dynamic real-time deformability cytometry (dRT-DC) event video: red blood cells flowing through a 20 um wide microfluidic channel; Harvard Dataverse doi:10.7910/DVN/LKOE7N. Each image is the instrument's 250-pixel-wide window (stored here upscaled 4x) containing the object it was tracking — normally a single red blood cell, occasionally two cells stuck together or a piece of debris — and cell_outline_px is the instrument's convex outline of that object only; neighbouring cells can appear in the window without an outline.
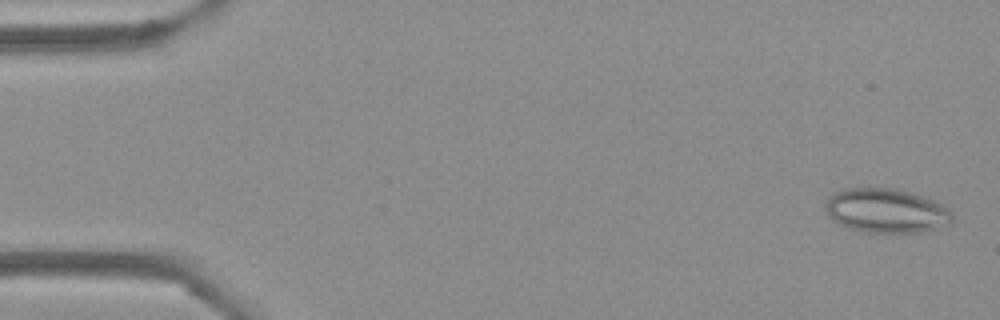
{"species": "Egyptian fruit bat (a non-hibernating species)", "species_latin": "Rousettus aegyptiacus", "temperature_condition": "cold", "stored_images_in_passage": 55, "camera_frame_rate_fps": 3000, "um_per_image_px": 0.085, "frame": {"image": 1, "passage_image": 2, "time_ms": 0.333, "image_size_px": [1000, 320], "cell_outline_px": [[952, 220], [948, 224], [920, 232], [868, 232], [848, 228], [832, 220], [824, 208], [824, 204], [828, 196], [844, 188], [892, 188], [908, 192], [932, 200], [948, 208], [952, 212]], "centroid_in_image_um": [75.27, 17.9], "position_along_channel_um": 9.7, "area_um2": 32.43}}
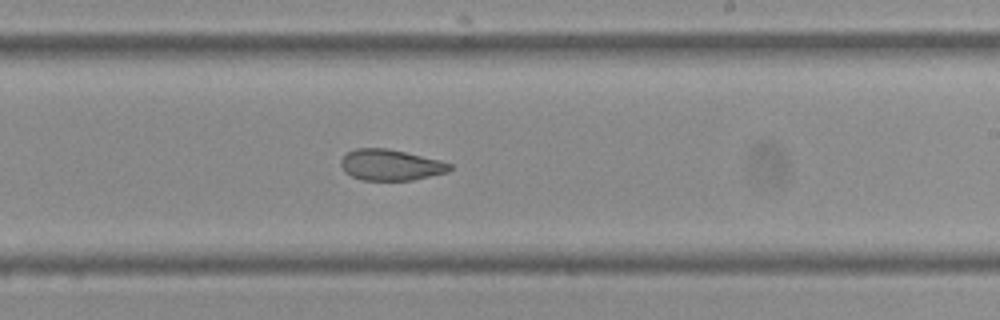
{"frame": {"image": 2, "passage_image": 32, "time_ms": 10.333, "image_size_px": [1000, 320], "cell_outline_px": [[452, 168], [448, 172], [412, 180], [360, 180], [344, 172], [340, 164], [340, 160], [348, 152], [356, 148], [388, 148], [440, 160], [452, 164]], "centroid_in_image_um": [33.19, 14.02], "position_along_channel_um": 255.8, "area_um2": 19.71}}
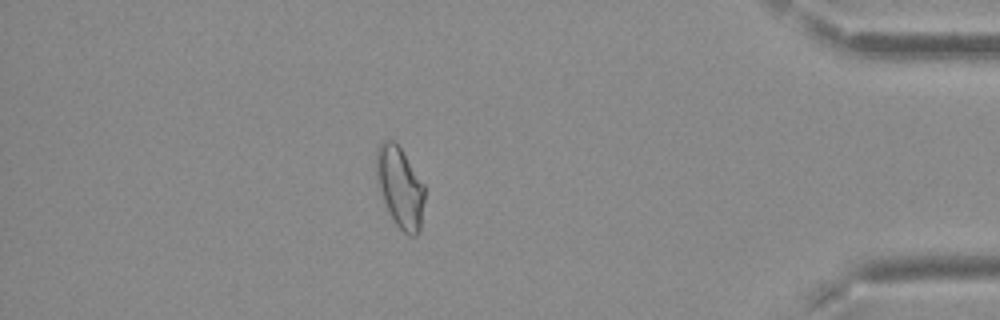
{"frame": {"image": 3, "passage_image": 47, "time_ms": 15.333, "image_size_px": [1000, 320], "cell_outline_px": [[424, 200], [420, 232], [416, 236], [408, 236], [396, 224], [388, 212], [376, 180], [376, 148], [384, 140], [392, 140], [400, 148], [424, 184]], "centroid_in_image_um": [34.0, 15.94], "position_along_channel_um": 401.2, "area_um2": 22.66}}